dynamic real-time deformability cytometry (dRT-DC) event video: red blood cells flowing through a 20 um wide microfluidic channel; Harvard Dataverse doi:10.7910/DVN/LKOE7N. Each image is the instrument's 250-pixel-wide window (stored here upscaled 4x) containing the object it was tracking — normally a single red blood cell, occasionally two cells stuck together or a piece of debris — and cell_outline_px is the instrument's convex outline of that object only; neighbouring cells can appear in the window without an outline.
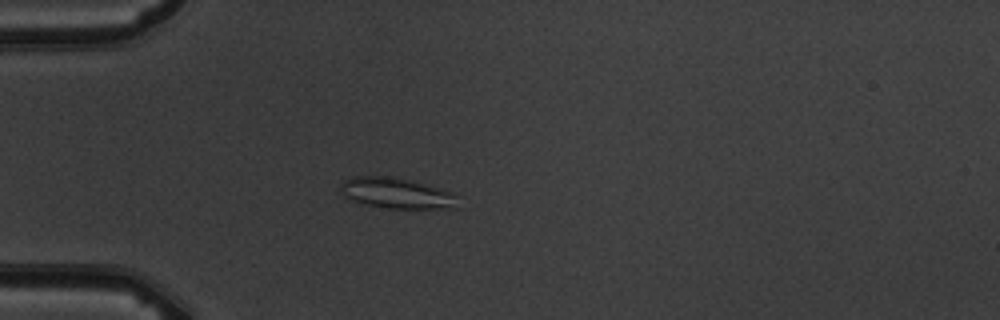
{"species": "common noctule bat (a hibernating species)", "species_latin": "Nyctalus noctula", "temperature_condition": "warm", "stored_images_in_passage": 5, "camera_frame_rate_fps": 3000, "um_per_image_px": 0.085, "animal": {"sex": "male", "body_mass_g": 19.5, "forearm_length_mm": 54.6}, "frame": {"image": 1, "passage_image": 4, "time_ms": 4.333, "image_size_px": [1000, 320], "cell_outline_px": [[460, 208], [388, 208], [364, 204], [348, 196], [340, 188], [340, 184], [344, 180], [352, 176], [388, 176], [412, 180], [448, 192], [456, 196]], "centroid_in_image_um": [33.72, 16.41], "position_along_channel_um": 51.3, "area_um2": 20.52}}